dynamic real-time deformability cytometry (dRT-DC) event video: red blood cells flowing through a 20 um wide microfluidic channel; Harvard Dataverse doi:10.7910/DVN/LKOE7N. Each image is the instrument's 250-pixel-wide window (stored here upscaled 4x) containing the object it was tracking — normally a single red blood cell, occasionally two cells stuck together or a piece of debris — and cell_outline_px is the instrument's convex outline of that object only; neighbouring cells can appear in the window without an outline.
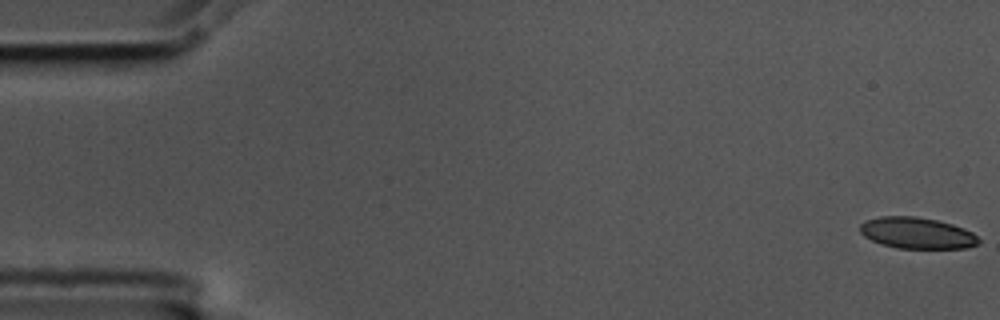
{"species": "common noctule bat (a hibernating species)", "species_latin": "Nyctalus noctula", "temperature_condition": "cold", "stored_images_in_passage": 57, "camera_frame_rate_fps": 3000, "um_per_image_px": 0.085, "animal": {"sex": "male", "body_mass_g": 17.5, "forearm_length_mm": 52.3}, "frame": {"image": 1, "passage_image": 1, "time_ms": 0.0, "image_size_px": [1000, 320], "cell_outline_px": [[980, 244], [964, 248], [896, 248], [880, 244], [864, 236], [860, 232], [860, 224], [864, 220], [880, 216], [916, 216], [936, 220], [952, 224], [964, 228], [972, 232], [980, 240]], "centroid_in_image_um": [77.92, 19.8], "position_along_channel_um": 7.1, "area_um2": 21.73}}
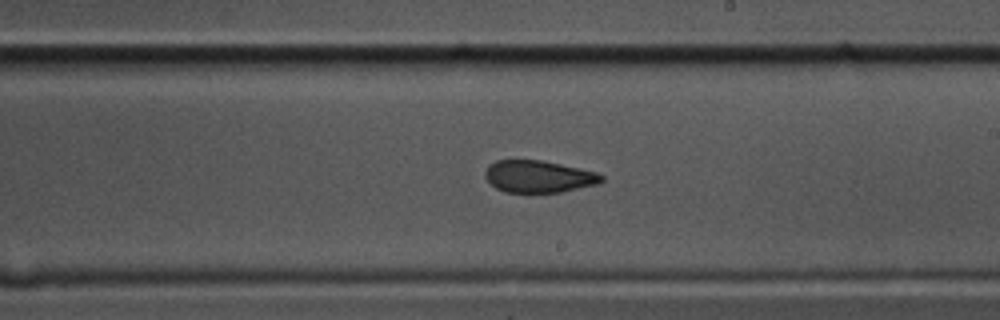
{"frame": {"image": 2, "passage_image": 33, "time_ms": 10.667, "image_size_px": [1000, 320], "cell_outline_px": [[604, 180], [596, 184], [560, 192], [504, 192], [496, 188], [484, 176], [484, 172], [488, 164], [496, 160], [540, 160], [560, 164], [596, 172], [604, 176]], "centroid_in_image_um": [45.74, 15.0], "position_along_channel_um": 243.3, "area_um2": 21.62}}
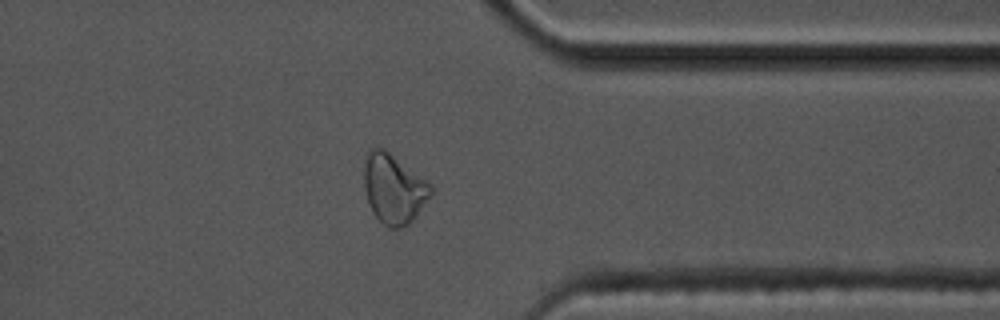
{"frame": {"image": 3, "passage_image": 45, "time_ms": 14.667, "image_size_px": [1000, 320], "cell_outline_px": [[432, 196], [416, 216], [408, 224], [400, 228], [388, 228], [372, 212], [368, 204], [364, 188], [364, 156], [368, 148], [384, 148], [432, 184]], "centroid_in_image_um": [33.46, 16.03], "position_along_channel_um": 377.9, "area_um2": 27.4}, "authors_computed_cell_mechanics": {"area_um2": 23.0044, "velocity_mm_per_s": 3.5341, "shape_relaxation_time_tau1_ms": null, "shape_relaxation_time_tau2_ms": 2.173, "deformation_change_tau1": null, "deformation_change_tau2": 0.0872}}